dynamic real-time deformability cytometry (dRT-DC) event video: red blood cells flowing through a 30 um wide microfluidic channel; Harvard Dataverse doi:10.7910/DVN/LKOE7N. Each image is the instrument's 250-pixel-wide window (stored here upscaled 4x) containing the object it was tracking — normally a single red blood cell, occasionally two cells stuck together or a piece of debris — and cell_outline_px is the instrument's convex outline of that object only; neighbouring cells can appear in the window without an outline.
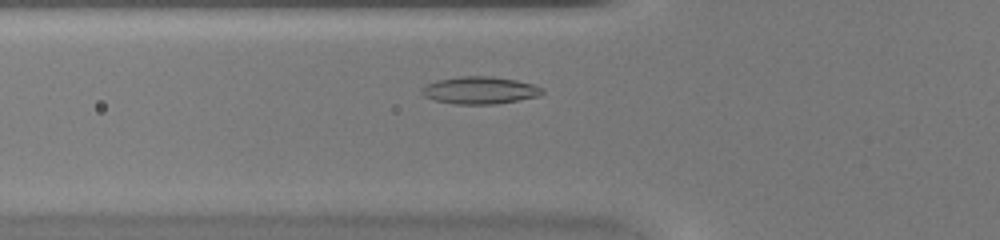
{"species": "common noctule bat (a hibernating species)", "species_latin": "Nyctalus noctula", "temperature_condition": "warm", "stored_images_in_passage": 37, "camera_frame_rate_fps": 3000, "um_per_image_px": 0.085, "animal": {"sex": "female", "body_mass_g": 20.0, "forearm_length_mm": 54.0}, "frame": {"image": 1, "passage_image": 8, "time_ms": 2.333, "image_size_px": [1000, 240], "cell_outline_px": [[544, 92], [536, 96], [496, 104], [456, 104], [436, 100], [424, 96], [420, 92], [420, 88], [436, 80], [460, 76], [488, 76], [516, 80], [532, 84], [544, 88]], "centroid_in_image_um": [40.75, 7.67], "position_along_channel_um": 85.0, "area_um2": 19.02}}
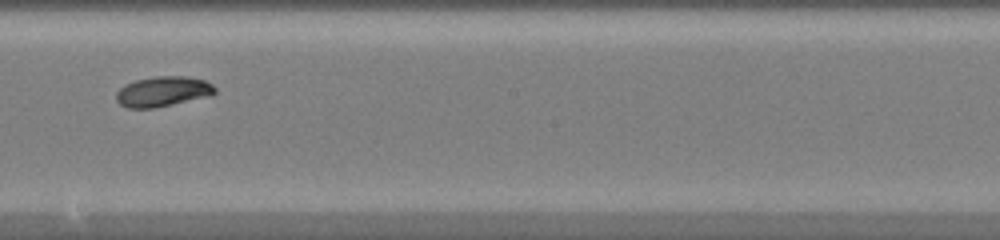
{"frame": {"image": 2, "passage_image": 18, "time_ms": 5.667, "image_size_px": [1000, 240], "cell_outline_px": [[216, 92], [212, 96], [152, 108], [128, 108], [120, 104], [116, 100], [116, 92], [124, 84], [136, 80], [156, 76], [188, 76], [204, 80], [212, 84], [216, 88]], "centroid_in_image_um": [13.86, 7.77], "position_along_channel_um": 234.3, "area_um2": 17.46}}
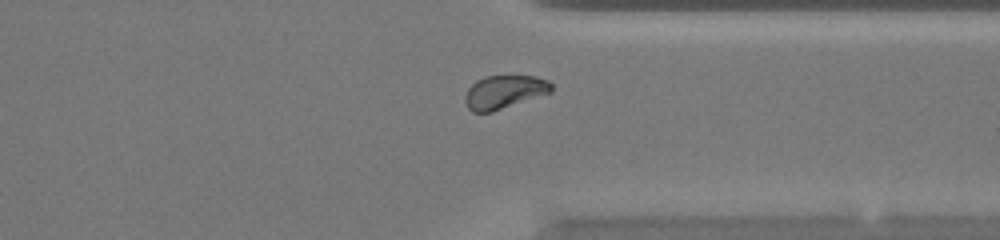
{"frame": {"image": 3, "passage_image": 27, "time_ms": 8.667, "image_size_px": [1000, 240], "cell_outline_px": [[552, 92], [492, 112], [472, 112], [468, 108], [464, 100], [464, 96], [468, 88], [476, 80], [484, 76], [536, 76], [548, 80], [552, 84]], "centroid_in_image_um": [42.85, 7.81], "position_along_channel_um": 368.6, "area_um2": 16.88}}